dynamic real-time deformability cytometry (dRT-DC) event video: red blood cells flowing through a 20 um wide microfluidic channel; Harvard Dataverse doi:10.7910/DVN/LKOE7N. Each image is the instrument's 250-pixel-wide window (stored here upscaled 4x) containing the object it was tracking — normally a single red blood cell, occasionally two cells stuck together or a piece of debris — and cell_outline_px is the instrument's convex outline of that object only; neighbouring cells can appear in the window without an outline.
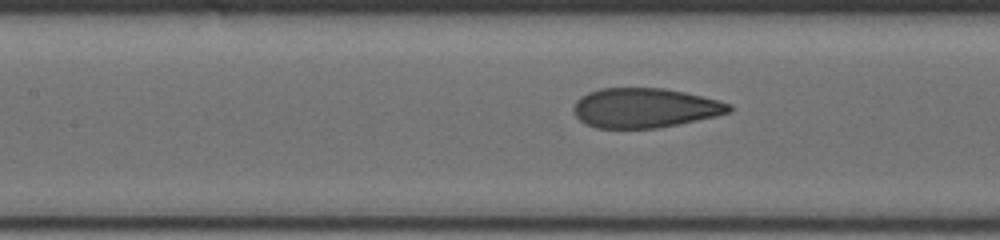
{"species": "human", "species_latin": "Homo sapiens", "temperature_condition": "cold", "stored_images_in_passage": 92, "camera_frame_rate_fps": 3000, "um_per_image_px": 0.085, "donor": {"sex": "male"}, "frame": {"image": 1, "passage_image": 49, "time_ms": 8.0, "image_size_px": [1000, 240], "cell_outline_px": [[732, 112], [716, 116], [656, 128], [596, 128], [580, 120], [576, 116], [572, 108], [576, 100], [580, 96], [588, 92], [600, 88], [664, 88], [684, 92], [720, 100], [732, 104]], "centroid_in_image_um": [54.81, 9.16], "position_along_channel_um": 152.6, "area_um2": 35.95}}
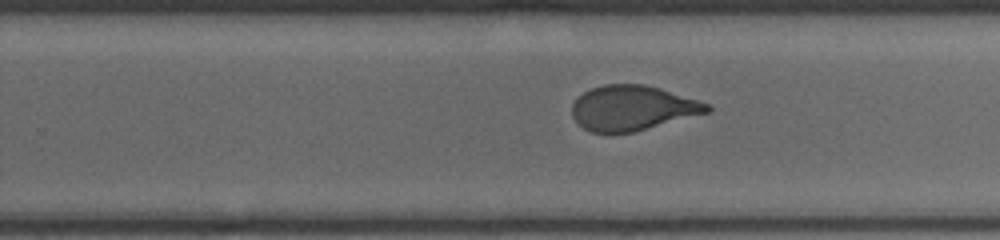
{"frame": {"image": 2, "passage_image": 71, "time_ms": 11.333, "image_size_px": [1000, 240], "cell_outline_px": [[712, 112], [632, 132], [592, 132], [584, 128], [572, 116], [572, 104], [584, 92], [592, 88], [604, 84], [644, 84], [660, 88], [712, 104]], "centroid_in_image_um": [53.83, 9.17], "position_along_channel_um": 276.0, "area_um2": 35.32}}
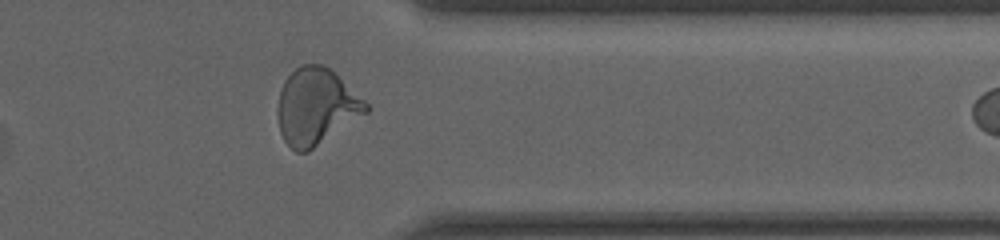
{"frame": {"image": 3, "passage_image": 88, "time_ms": 14.333, "image_size_px": [1000, 240], "cell_outline_px": [[368, 112], [308, 152], [296, 152], [284, 140], [280, 132], [276, 112], [276, 108], [280, 92], [284, 80], [296, 68], [304, 64], [320, 64], [328, 68], [364, 100], [368, 104]], "centroid_in_image_um": [26.83, 9.08], "position_along_channel_um": 384.6, "area_um2": 38.9}}